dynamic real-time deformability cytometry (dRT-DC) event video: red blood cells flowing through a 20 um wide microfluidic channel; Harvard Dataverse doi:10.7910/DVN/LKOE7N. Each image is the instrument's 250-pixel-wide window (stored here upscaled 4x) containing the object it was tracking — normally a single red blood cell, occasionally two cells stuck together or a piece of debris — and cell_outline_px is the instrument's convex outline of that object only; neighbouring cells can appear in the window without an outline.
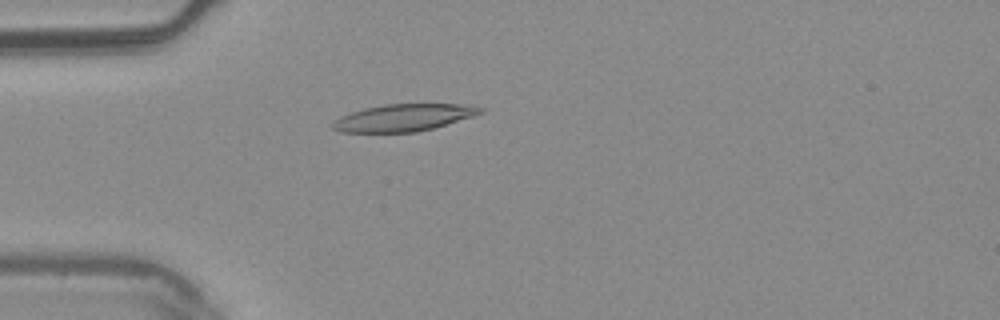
{"species": "common noctule bat (a hibernating species)", "species_latin": "Nyctalus noctula", "temperature_condition": "warm", "stored_images_in_passage": 5, "camera_frame_rate_fps": 3000, "um_per_image_px": 0.085, "animal": {"sex": "male", "body_mass_g": 20.4}, "frame": {"image": 1, "passage_image": 4, "time_ms": 1.0, "image_size_px": [1000, 320], "cell_outline_px": [[484, 112], [472, 116], [432, 128], [416, 132], [340, 132], [332, 128], [332, 124], [340, 116], [364, 108], [384, 104], [472, 104], [484, 108]], "centroid_in_image_um": [34.32, 9.99], "position_along_channel_um": 50.7, "area_um2": 23.18}}